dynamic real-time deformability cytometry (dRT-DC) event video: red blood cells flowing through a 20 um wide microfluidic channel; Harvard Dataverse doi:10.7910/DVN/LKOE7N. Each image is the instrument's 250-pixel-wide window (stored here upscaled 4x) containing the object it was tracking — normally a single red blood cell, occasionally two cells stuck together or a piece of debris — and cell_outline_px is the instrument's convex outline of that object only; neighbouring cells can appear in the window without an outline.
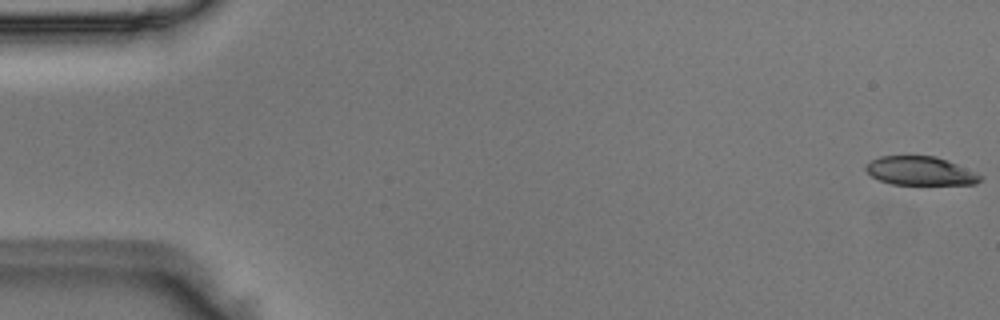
{"species": "Egyptian fruit bat (a non-hibernating species)", "species_latin": "Rousettus aegyptiacus", "temperature_condition": "room temperature", "stored_images_in_passage": 51, "camera_frame_rate_fps": 3000, "um_per_image_px": 0.085, "animal": {"sex": "male"}, "frame": {"image": 1, "passage_image": 1, "time_ms": 0.0, "image_size_px": [1000, 320], "cell_outline_px": [[984, 176], [976, 184], [892, 184], [880, 180], [872, 176], [864, 168], [864, 164], [880, 156], [936, 156], [956, 164]], "centroid_in_image_um": [78.2, 14.52], "position_along_channel_um": 6.8, "area_um2": 18.96}}
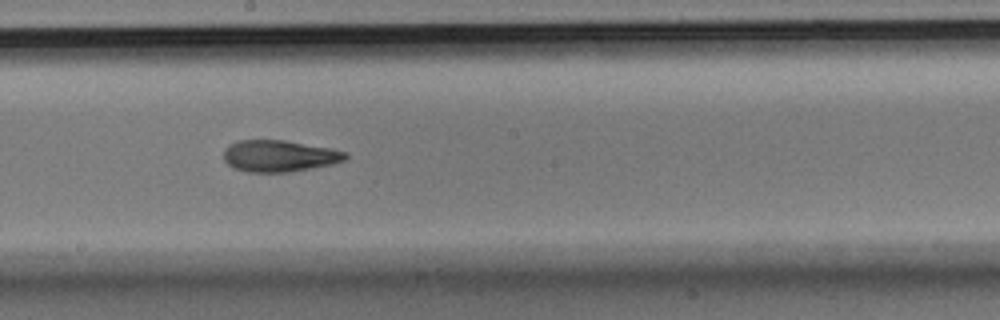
{"frame": {"image": 2, "passage_image": 28, "time_ms": 9.0, "image_size_px": [1000, 320], "cell_outline_px": [[348, 156], [344, 160], [332, 164], [288, 172], [248, 172], [232, 168], [224, 160], [224, 148], [228, 144], [236, 140], [284, 140], [332, 148], [348, 152]], "centroid_in_image_um": [23.71, 13.25], "position_along_channel_um": 224.5, "area_um2": 22.6}}
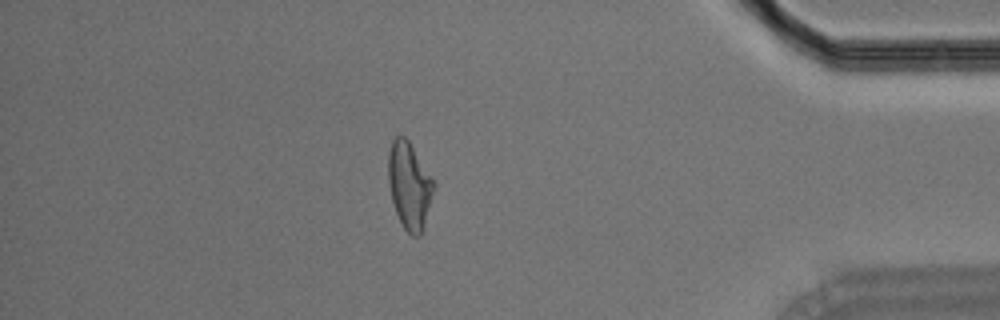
{"frame": {"image": 3, "passage_image": 44, "time_ms": 14.333, "image_size_px": [1000, 320], "cell_outline_px": [[436, 184], [424, 224], [420, 236], [412, 236], [404, 228], [396, 212], [392, 200], [388, 180], [388, 152], [392, 140], [396, 136], [404, 136], [408, 140], [432, 176]], "centroid_in_image_um": [34.8, 15.74], "position_along_channel_um": 400.4, "area_um2": 22.89}}